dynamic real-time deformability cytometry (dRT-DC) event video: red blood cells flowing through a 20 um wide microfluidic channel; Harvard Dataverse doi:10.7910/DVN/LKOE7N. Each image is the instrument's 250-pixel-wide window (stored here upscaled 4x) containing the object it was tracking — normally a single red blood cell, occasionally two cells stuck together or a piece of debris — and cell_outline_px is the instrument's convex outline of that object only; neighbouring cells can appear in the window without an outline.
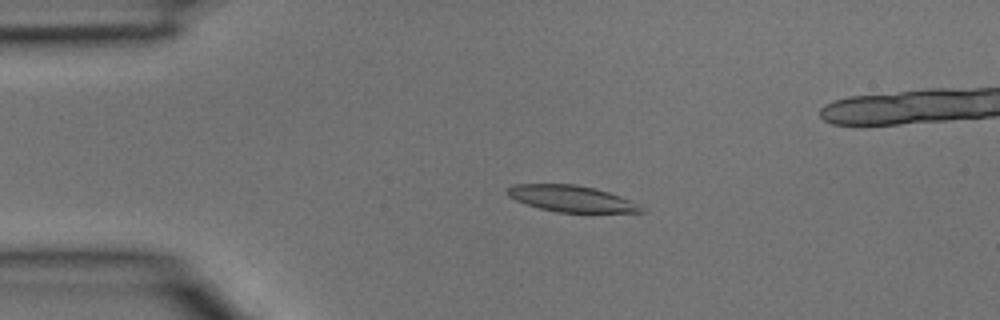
{"species": "common noctule bat (a hibernating species)", "species_latin": "Nyctalus noctula", "temperature_condition": "room temperature", "stored_images_in_passage": 32, "camera_frame_rate_fps": 3000, "um_per_image_px": 0.085, "animal": {"sex": "male", "body_mass_g": 15.6}, "frame": {"image": 1, "passage_image": 1, "time_ms": 0.0, "image_size_px": [1000, 320], "cell_outline_px": [[644, 212], [556, 212], [540, 208], [516, 200], [508, 196], [504, 192], [512, 184], [576, 184], [596, 188], [632, 200], [644, 208]], "centroid_in_image_um": [48.56, 16.87], "position_along_channel_um": 36.4, "area_um2": 20.52}}
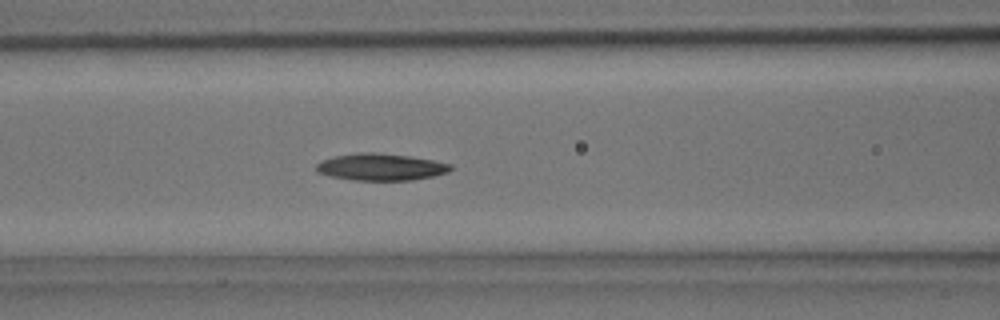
{"frame": {"image": 2, "passage_image": 9, "time_ms": 2.667, "image_size_px": [1000, 320], "cell_outline_px": [[452, 168], [448, 172], [432, 176], [412, 180], [352, 180], [332, 176], [316, 172], [316, 164], [332, 156], [356, 152], [376, 152], [408, 156], [432, 160], [452, 164]], "centroid_in_image_um": [32.35, 14.18], "position_along_channel_um": 134.3, "area_um2": 21.04}}
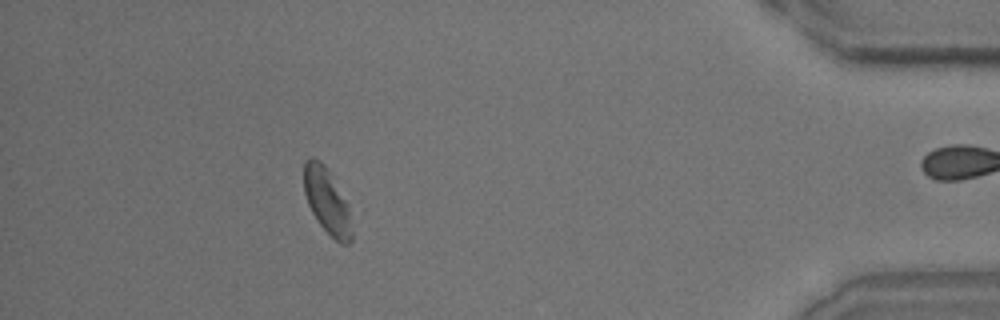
{"frame": {"image": 3, "passage_image": 29, "time_ms": 9.333, "image_size_px": [1000, 320], "cell_outline_px": [[352, 240], [348, 244], [340, 244], [316, 220], [308, 204], [304, 192], [304, 160], [312, 156], [320, 160], [324, 164], [348, 204], [352, 232]], "centroid_in_image_um": [27.78, 17.08], "position_along_channel_um": 407.4, "area_um2": 18.15}}